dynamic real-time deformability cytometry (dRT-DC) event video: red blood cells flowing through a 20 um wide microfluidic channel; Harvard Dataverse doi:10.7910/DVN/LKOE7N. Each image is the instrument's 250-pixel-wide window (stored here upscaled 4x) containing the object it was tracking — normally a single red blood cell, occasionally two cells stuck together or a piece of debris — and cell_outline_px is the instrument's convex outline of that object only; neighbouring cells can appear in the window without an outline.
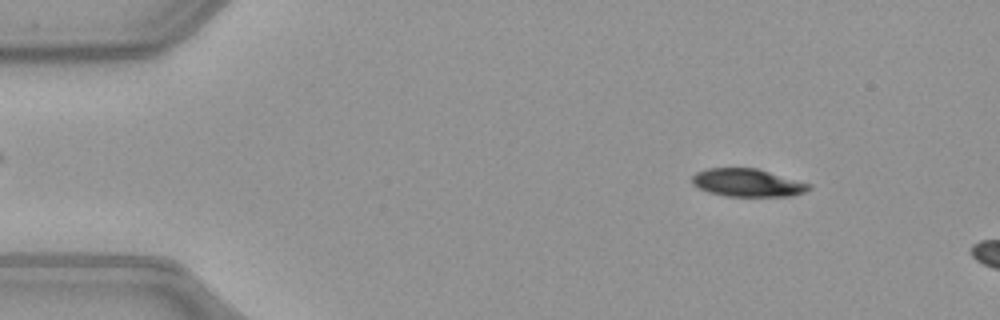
{"species": "common noctule bat (a hibernating species)", "species_latin": "Nyctalus noctula", "temperature_condition": "warm", "stored_images_in_passage": 46, "camera_frame_rate_fps": 3000, "um_per_image_px": 0.085, "animal": {"sex": "female", "body_mass_g": 21.9}, "frame": {"image": 1, "passage_image": 3, "time_ms": 0.667, "image_size_px": [1000, 320], "cell_outline_px": [[812, 188], [804, 192], [792, 196], [724, 196], [708, 192], [692, 184], [692, 176], [696, 172], [708, 168], [756, 168], [812, 184]], "centroid_in_image_um": [63.54, 15.53], "position_along_channel_um": 21.5, "area_um2": 19.02}}
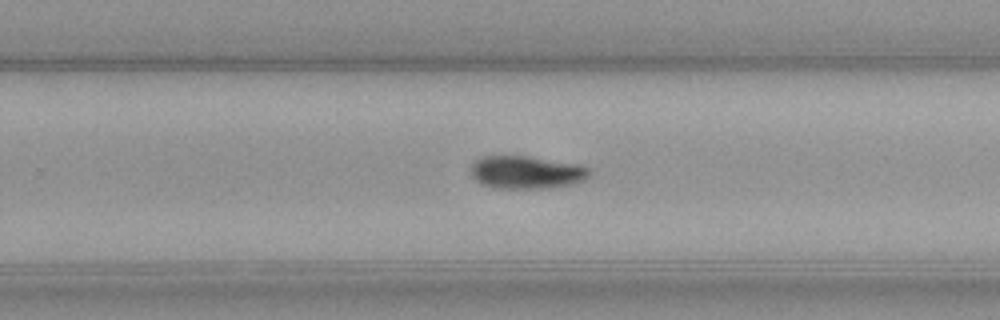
{"frame": {"image": 2, "passage_image": 29, "time_ms": 9.333, "image_size_px": [1000, 320], "cell_outline_px": [[588, 176], [584, 180], [572, 184], [548, 188], [492, 188], [480, 184], [472, 176], [472, 164], [480, 156], [524, 156], [580, 164], [588, 168]], "centroid_in_image_um": [44.71, 14.65], "position_along_channel_um": 285.1, "area_um2": 22.6}}
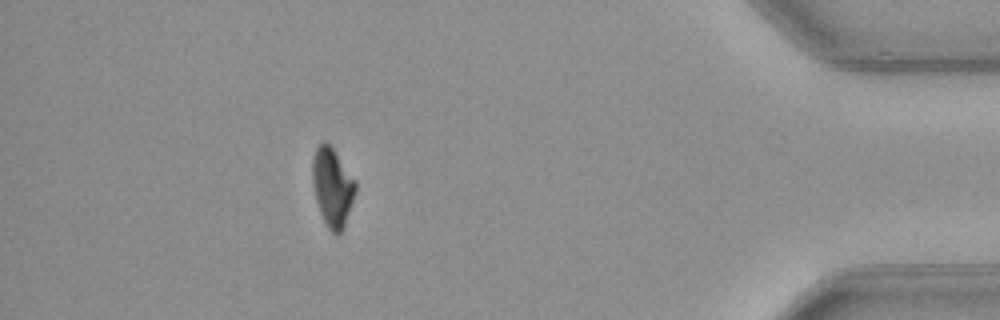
{"frame": {"image": 3, "passage_image": 42, "time_ms": 13.667, "image_size_px": [1000, 320], "cell_outline_px": [[356, 192], [344, 228], [336, 236], [328, 228], [320, 212], [316, 200], [312, 180], [312, 160], [316, 148], [324, 140], [332, 148], [356, 180]], "centroid_in_image_um": [28.26, 15.92], "position_along_channel_um": 406.9, "area_um2": 19.65}}